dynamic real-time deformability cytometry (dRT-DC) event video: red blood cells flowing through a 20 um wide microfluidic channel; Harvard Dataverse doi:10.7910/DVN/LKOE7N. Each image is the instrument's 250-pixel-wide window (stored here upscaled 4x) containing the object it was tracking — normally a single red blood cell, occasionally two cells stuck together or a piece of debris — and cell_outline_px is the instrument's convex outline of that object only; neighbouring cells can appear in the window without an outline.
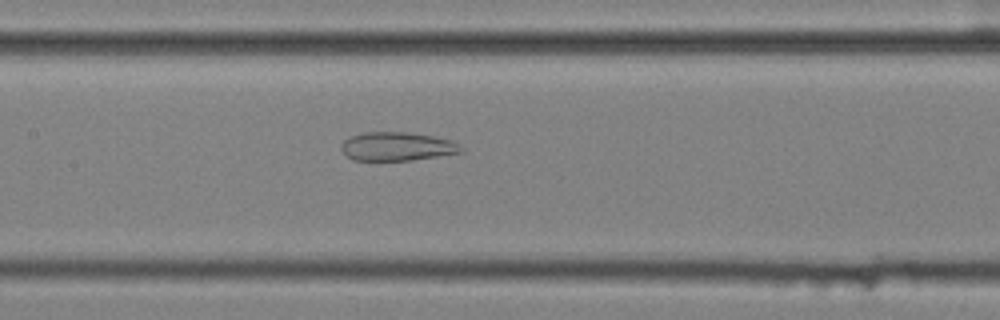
{"species": "common noctule bat (a hibernating species)", "species_latin": "Nyctalus noctula", "temperature_condition": "cold", "stored_images_in_passage": 50, "camera_frame_rate_fps": 3000, "um_per_image_px": 0.085, "animal": {"sex": "female", "body_mass_g": 25.1}, "frame": {"image": 1, "passage_image": 26, "time_ms": 8.333, "image_size_px": [1000, 320], "cell_outline_px": [[464, 152], [412, 160], [352, 160], [340, 148], [340, 144], [344, 140], [352, 136], [364, 132], [408, 132], [432, 136], [452, 140], [464, 148]], "centroid_in_image_um": [33.77, 12.45], "position_along_channel_um": 173.6, "area_um2": 20.0}}
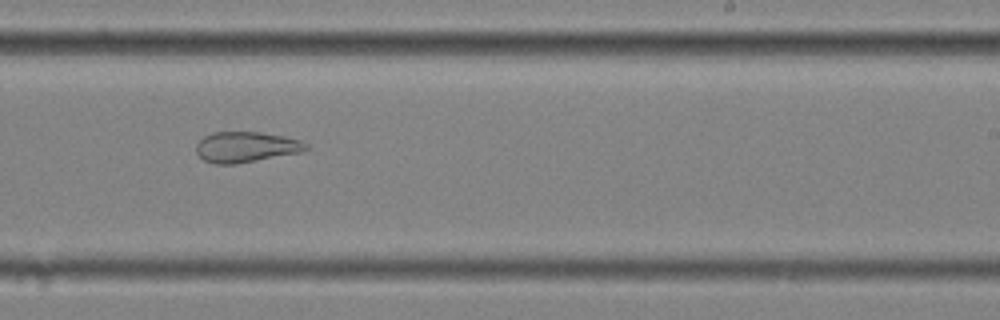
{"frame": {"image": 2, "passage_image": 34, "time_ms": 11.0, "image_size_px": [1000, 320], "cell_outline_px": [[308, 148], [300, 152], [236, 164], [216, 164], [204, 160], [196, 152], [196, 144], [204, 136], [212, 132], [260, 132], [284, 136], [300, 140], [308, 144]], "centroid_in_image_um": [20.89, 12.49], "position_along_channel_um": 268.1, "area_um2": 19.48}}
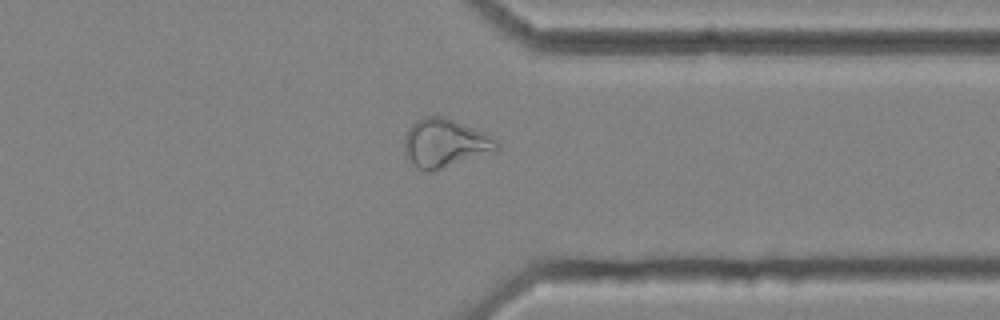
{"frame": {"image": 3, "passage_image": 43, "time_ms": 14.0, "image_size_px": [1000, 320], "cell_outline_px": [[500, 148], [496, 152], [440, 168], [420, 168], [412, 164], [404, 152], [404, 136], [408, 128], [416, 120], [424, 116], [444, 116], [484, 132], [500, 140]], "centroid_in_image_um": [37.87, 12.12], "position_along_channel_um": 373.5, "area_um2": 25.95}}